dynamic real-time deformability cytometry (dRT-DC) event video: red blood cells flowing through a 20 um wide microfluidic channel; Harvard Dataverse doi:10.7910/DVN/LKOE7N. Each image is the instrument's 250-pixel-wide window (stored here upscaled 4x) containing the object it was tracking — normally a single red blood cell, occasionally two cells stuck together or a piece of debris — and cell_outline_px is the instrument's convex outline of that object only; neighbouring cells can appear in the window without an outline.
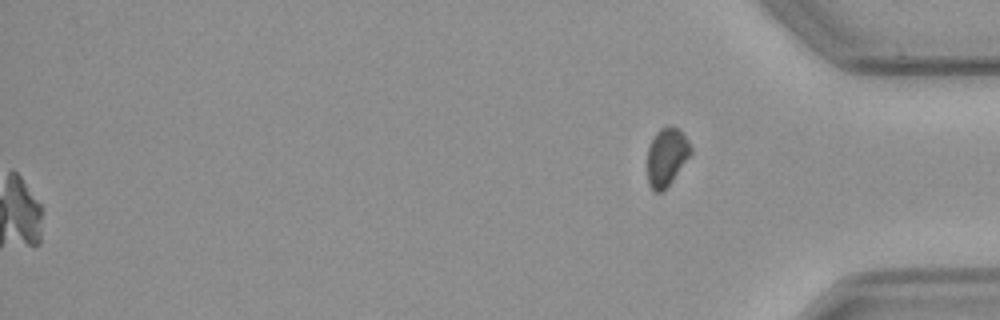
{"species": "common noctule bat (a hibernating species)", "species_latin": "Nyctalus noctula", "temperature_condition": "cold", "stored_images_in_passage": 57, "segment_of_instrument_passage": [2, 2], "camera_frame_rate_fps": 3000, "um_per_image_px": 0.085, "animal": {"sex": "male", "body_mass_g": 23.1, "forearm_length_mm": 52.7}, "frame": {"image": 1, "passage_image": 57, "time_ms": 18.667, "image_size_px": [1000, 320], "cell_outline_px": [[692, 152], [672, 180], [660, 192], [656, 192], [648, 184], [648, 148], [656, 132], [660, 128], [668, 124], [672, 124], [680, 128], [688, 140], [692, 148]], "centroid_in_image_um": [56.68, 13.25], "position_along_channel_um": 378.5, "area_um2": 14.62}}